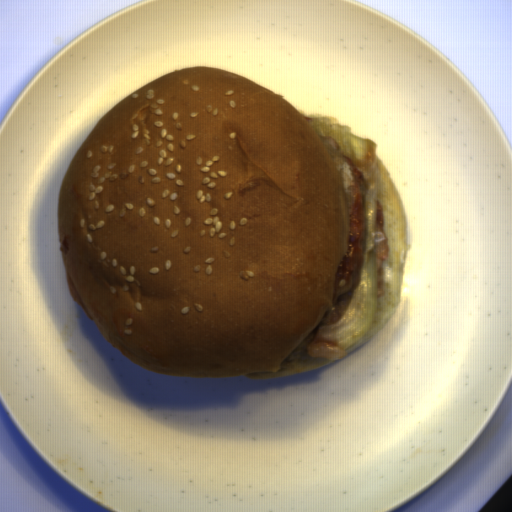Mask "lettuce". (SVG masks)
Here are the masks:
<instances>
[{
	"label": "lettuce",
	"instance_id": "9fb2a089",
	"mask_svg": "<svg viewBox=\"0 0 512 512\" xmlns=\"http://www.w3.org/2000/svg\"><path fill=\"white\" fill-rule=\"evenodd\" d=\"M319 134L332 136L339 152L354 162L362 174L366 231L363 259L350 292L340 296L336 306L326 312L320 326L287 359L288 363L307 356V345L324 341L348 349L366 335L376 320L379 308V280L376 254L378 231V185L374 166L379 145L372 139H362L351 132V126L341 124L331 116L308 115L299 111Z\"/></svg>",
	"mask_w": 512,
	"mask_h": 512
}]
</instances>
